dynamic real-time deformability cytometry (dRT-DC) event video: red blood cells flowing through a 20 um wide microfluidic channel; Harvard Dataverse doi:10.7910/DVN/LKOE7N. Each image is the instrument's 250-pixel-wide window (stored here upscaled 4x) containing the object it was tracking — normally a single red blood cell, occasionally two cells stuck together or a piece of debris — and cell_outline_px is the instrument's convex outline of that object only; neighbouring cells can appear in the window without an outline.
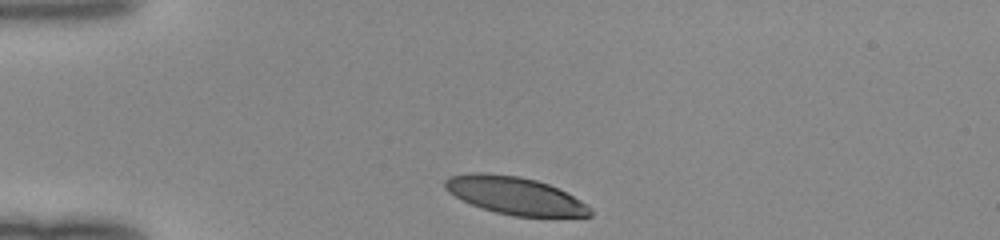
{"species": "human", "species_latin": "Homo sapiens", "temperature_condition": "room temperature", "stored_images_in_passage": 30, "camera_frame_rate_fps": 3000, "um_per_image_px": 0.085, "donor": {"sex": "female"}, "frame": {"image": 1, "passage_image": 1, "time_ms": 0.0, "image_size_px": [1000, 240], "cell_outline_px": [[592, 216], [512, 216], [496, 212], [472, 204], [448, 192], [444, 188], [444, 180], [448, 176], [472, 172], [488, 172], [520, 176], [536, 180], [548, 184], [588, 204], [592, 208]], "centroid_in_image_um": [43.75, 16.6], "position_along_channel_um": 41.3, "area_um2": 31.67}}
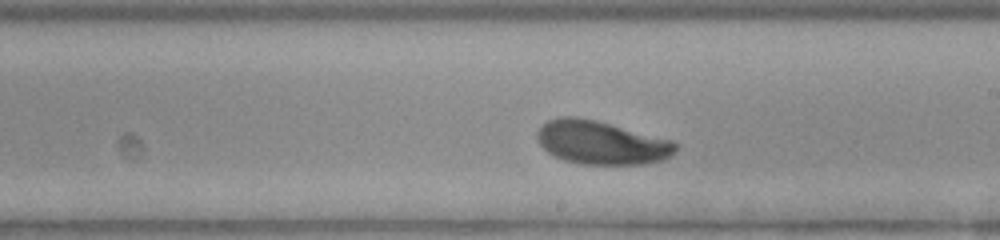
{"frame": {"image": 2, "passage_image": 18, "time_ms": 5.667, "image_size_px": [1000, 240], "cell_outline_px": [[676, 152], [664, 160], [644, 164], [580, 164], [564, 160], [552, 156], [540, 144], [536, 136], [536, 132], [548, 120], [560, 116], [576, 116], [596, 120], [672, 140], [676, 144]], "centroid_in_image_um": [51.1, 12.12], "position_along_channel_um": 237.9, "area_um2": 35.14}}
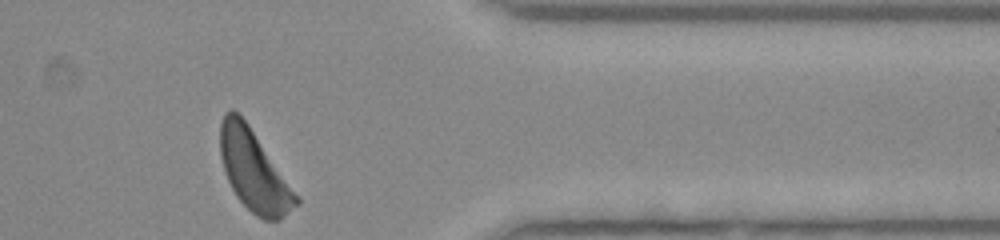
{"frame": {"image": 3, "passage_image": 30, "time_ms": 9.667, "image_size_px": [1000, 240], "cell_outline_px": [[300, 204], [280, 220], [264, 220], [256, 216], [236, 196], [224, 172], [220, 156], [220, 124], [224, 112], [232, 108], [248, 124], [300, 196]], "centroid_in_image_um": [21.61, 14.53], "position_along_channel_um": 389.8, "area_um2": 35.84}}